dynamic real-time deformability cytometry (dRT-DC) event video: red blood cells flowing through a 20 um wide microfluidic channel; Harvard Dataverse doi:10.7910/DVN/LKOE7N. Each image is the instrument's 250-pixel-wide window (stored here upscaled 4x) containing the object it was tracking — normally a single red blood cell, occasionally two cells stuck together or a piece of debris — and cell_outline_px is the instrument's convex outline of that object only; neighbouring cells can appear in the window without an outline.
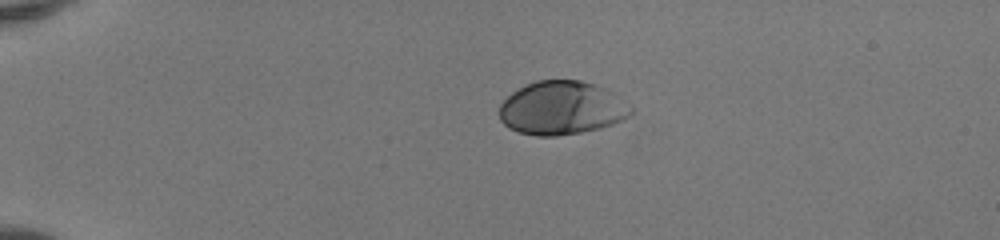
{"species": "human", "species_latin": "Homo sapiens", "temperature_condition": "room temperature", "stored_images_in_passage": 40, "camera_frame_rate_fps": 3000, "um_per_image_px": 0.085, "donor": {"sex": "female"}, "frame": {"image": 1, "passage_image": 1, "time_ms": 0.0, "image_size_px": [1000, 240], "cell_outline_px": [[636, 112], [632, 116], [624, 120], [600, 128], [580, 132], [556, 136], [536, 136], [516, 132], [508, 128], [500, 120], [496, 112], [500, 104], [512, 92], [524, 84], [536, 80], [580, 80], [604, 88], [612, 92], [632, 104], [636, 108]], "centroid_in_image_um": [47.76, 9.19], "position_along_channel_um": 37.2, "area_um2": 41.91}}
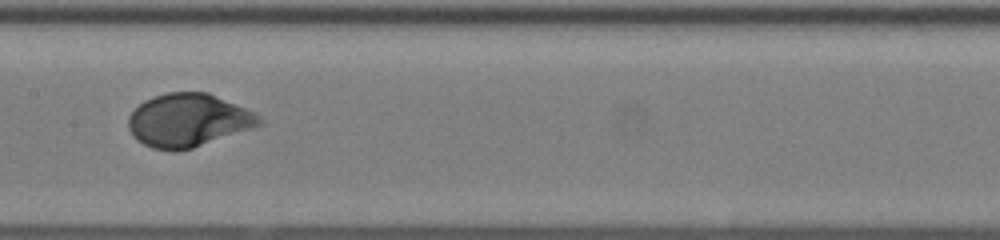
{"frame": {"image": 2, "passage_image": 17, "time_ms": 5.333, "image_size_px": [1000, 240], "cell_outline_px": [[264, 124], [192, 148], [176, 152], [172, 152], [152, 148], [136, 140], [132, 136], [128, 128], [128, 116], [144, 100], [168, 92], [208, 92], [256, 112], [264, 120]], "centroid_in_image_um": [16.01, 10.23], "position_along_channel_um": 191.4, "area_um2": 40.81}}
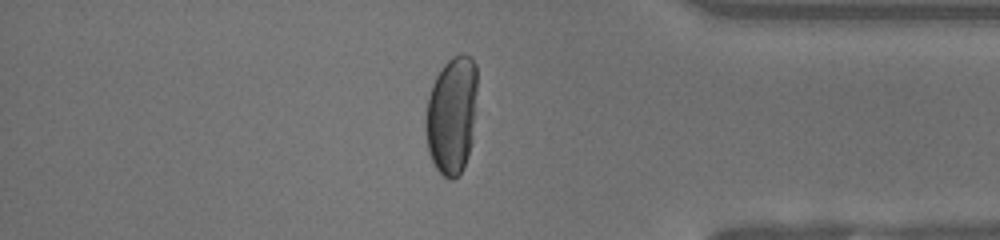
{"frame": {"image": 3, "passage_image": 33, "time_ms": 10.667, "image_size_px": [1000, 240], "cell_outline_px": [[476, 88], [472, 140], [468, 156], [460, 172], [452, 180], [444, 176], [436, 168], [428, 152], [424, 124], [424, 120], [428, 96], [432, 84], [436, 76], [444, 64], [452, 56], [472, 56], [476, 64]], "centroid_in_image_um": [38.37, 9.78], "position_along_channel_um": 396.8, "area_um2": 35.32}, "authors_computed_cell_mechanics": {"area_um2": 40.1421, "velocity_mm_per_s": 4.1152, "shape_relaxation_time_tau1_ms": 3.0946, "shape_relaxation_time_tau2_ms": null, "deformation_change_tau1": 0.1835, "deformation_change_tau2": null}}